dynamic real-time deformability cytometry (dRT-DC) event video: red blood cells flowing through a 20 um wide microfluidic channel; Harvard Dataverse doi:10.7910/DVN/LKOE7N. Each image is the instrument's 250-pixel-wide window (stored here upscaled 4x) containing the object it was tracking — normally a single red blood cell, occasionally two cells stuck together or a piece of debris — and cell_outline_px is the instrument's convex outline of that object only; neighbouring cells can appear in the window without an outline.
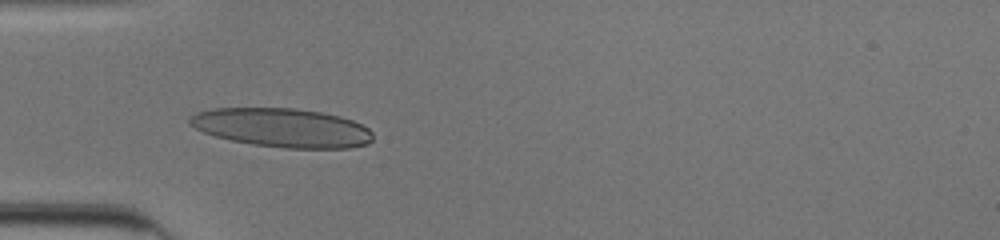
{"species": "human", "species_latin": "Homo sapiens", "temperature_condition": "cold", "stored_images_in_passage": 36, "camera_frame_rate_fps": 3000, "um_per_image_px": 0.085, "donor": {"sex": "male"}, "frame": {"image": 1, "passage_image": 1, "time_ms": 0.0, "image_size_px": [1000, 240], "cell_outline_px": [[372, 140], [368, 144], [348, 148], [284, 148], [252, 144], [232, 140], [216, 136], [204, 132], [188, 124], [188, 120], [196, 112], [212, 108], [292, 108], [320, 112], [340, 116], [352, 120], [368, 128], [372, 132]], "centroid_in_image_um": [23.98, 10.85], "position_along_channel_um": 61.0, "area_um2": 41.38}}
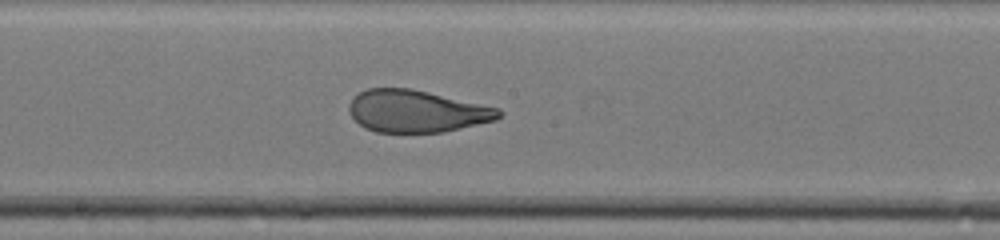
{"frame": {"image": 2, "passage_image": 13, "time_ms": 4.0, "image_size_px": [1000, 240], "cell_outline_px": [[500, 116], [496, 120], [444, 132], [376, 132], [364, 128], [348, 112], [348, 104], [352, 96], [368, 88], [408, 88], [428, 92], [500, 108]], "centroid_in_image_um": [35.37, 9.45], "position_along_channel_um": 212.8, "area_um2": 36.76}}
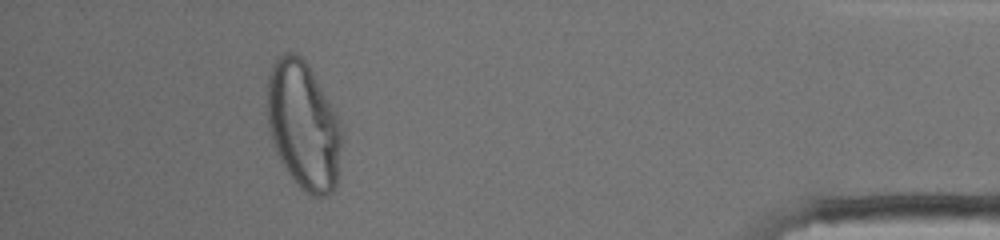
{"frame": {"image": 3, "passage_image": 32, "time_ms": 10.333, "image_size_px": [1000, 240], "cell_outline_px": [[340, 148], [336, 188], [332, 192], [324, 196], [312, 196], [300, 188], [292, 180], [284, 168], [276, 152], [268, 128], [268, 72], [272, 64], [280, 56], [288, 52], [296, 52], [308, 64], [340, 120]], "centroid_in_image_um": [25.78, 10.68], "position_along_channel_um": 409.4, "area_um2": 55.37}, "authors_computed_cell_mechanics": {"area_um2": 40.3733, "velocity_mm_per_s": 3.8963, "shape_relaxation_time_tau1_ms": 6.5506, "shape_relaxation_time_tau2_ms": null, "deformation_change_tau1": 0.26, "deformation_change_tau2": null}}